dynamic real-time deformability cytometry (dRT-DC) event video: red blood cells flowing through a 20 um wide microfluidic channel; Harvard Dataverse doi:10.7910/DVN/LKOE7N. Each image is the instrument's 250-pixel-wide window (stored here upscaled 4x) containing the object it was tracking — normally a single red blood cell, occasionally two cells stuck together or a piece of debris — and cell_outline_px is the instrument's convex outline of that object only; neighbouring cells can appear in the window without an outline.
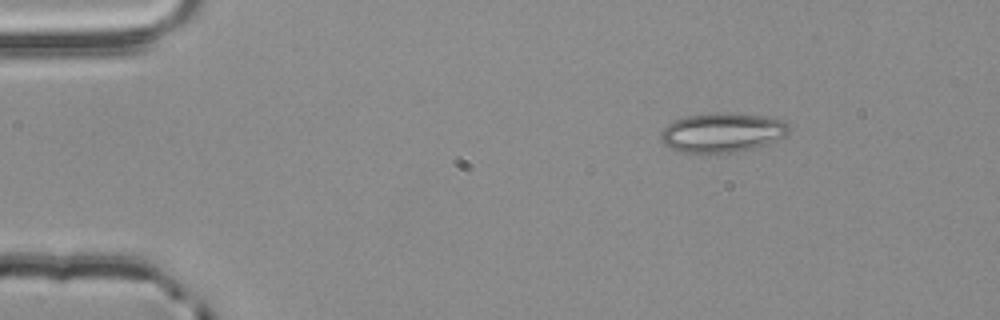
{"species": "common noctule bat (a hibernating species)", "species_latin": "Nyctalus noctula", "temperature_condition": "room temperature", "stored_images_in_passage": 2, "camera_frame_rate_fps": 3000, "um_per_image_px": 0.085, "animal": {"sex": "male", "body_mass_g": 20.4}, "frame": {"image": 1, "passage_image": 1, "time_ms": 0.0, "image_size_px": [1000, 320], "cell_outline_px": [[792, 128], [788, 136], [768, 144], [736, 152], [680, 152], [664, 144], [660, 140], [660, 132], [668, 124], [676, 120], [688, 116], [712, 112], [736, 112], [784, 120]], "centroid_in_image_um": [61.45, 11.25], "position_along_channel_um": 23.6, "area_um2": 29.71}}